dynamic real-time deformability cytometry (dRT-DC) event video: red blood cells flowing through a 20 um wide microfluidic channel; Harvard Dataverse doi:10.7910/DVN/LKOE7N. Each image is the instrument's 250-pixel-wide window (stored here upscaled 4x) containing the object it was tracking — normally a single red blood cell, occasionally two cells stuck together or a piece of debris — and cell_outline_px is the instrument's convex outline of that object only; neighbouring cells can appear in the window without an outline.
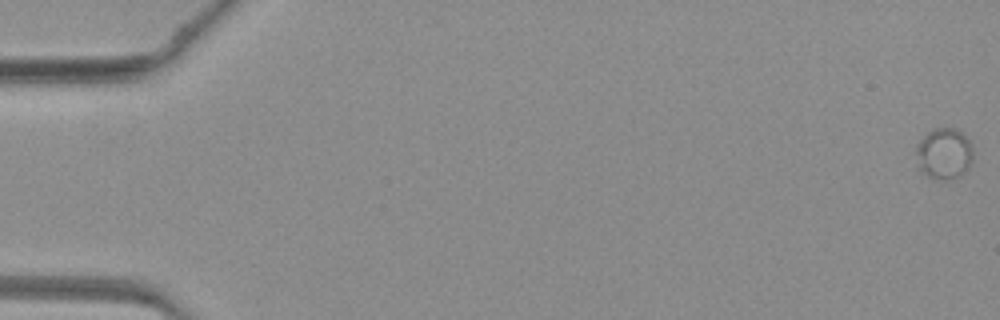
{"species": "common noctule bat (a hibernating species)", "species_latin": "Nyctalus noctula", "temperature_condition": "warm", "stored_images_in_passage": 39, "camera_frame_rate_fps": 3000, "um_per_image_px": 0.085, "animal": {"sex": "female", "body_mass_g": 19.3, "forearm_length_mm": 54.1}, "frame": {"image": 1, "passage_image": 1, "time_ms": 0.0, "image_size_px": [1000, 320], "cell_outline_px": [[972, 160], [968, 168], [960, 176], [944, 180], [936, 180], [924, 176], [920, 172], [916, 152], [916, 148], [920, 140], [928, 132], [936, 128], [952, 128], [960, 132], [972, 140]], "centroid_in_image_um": [80.25, 13.08], "position_along_channel_um": 4.8, "area_um2": 17.17}}
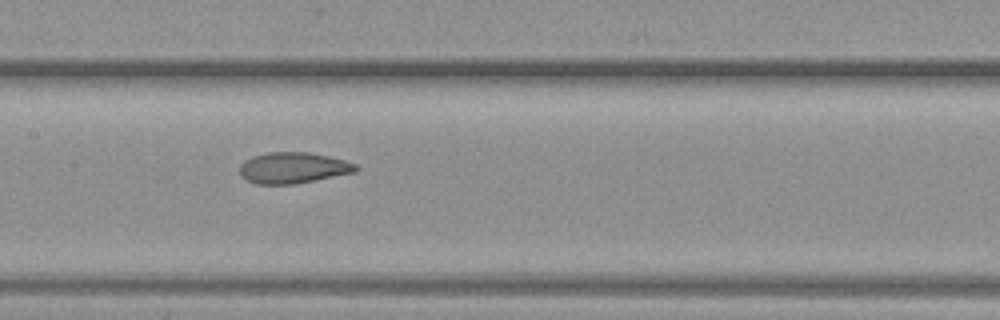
{"frame": {"image": 2, "passage_image": 17, "time_ms": 5.333, "image_size_px": [1000, 320], "cell_outline_px": [[360, 168], [356, 172], [296, 184], [256, 184], [240, 176], [240, 164], [244, 160], [252, 156], [268, 152], [308, 152], [328, 156], [344, 160], [356, 164]], "centroid_in_image_um": [24.91, 14.27], "position_along_channel_um": 182.5, "area_um2": 21.15}}
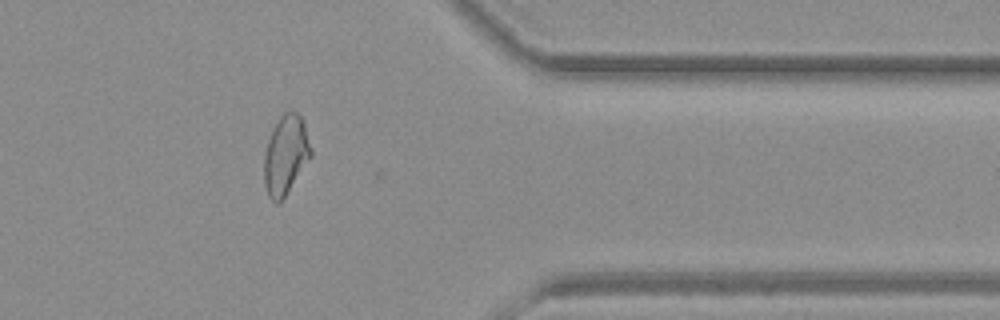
{"frame": {"image": 3, "passage_image": 32, "time_ms": 10.333, "image_size_px": [1000, 320], "cell_outline_px": [[312, 156], [280, 204], [276, 204], [268, 196], [264, 184], [264, 156], [268, 140], [272, 128], [280, 116], [284, 112], [292, 108], [300, 116], [304, 124], [312, 152]], "centroid_in_image_um": [24.27, 13.18], "position_along_channel_um": 387.1, "area_um2": 21.79}}